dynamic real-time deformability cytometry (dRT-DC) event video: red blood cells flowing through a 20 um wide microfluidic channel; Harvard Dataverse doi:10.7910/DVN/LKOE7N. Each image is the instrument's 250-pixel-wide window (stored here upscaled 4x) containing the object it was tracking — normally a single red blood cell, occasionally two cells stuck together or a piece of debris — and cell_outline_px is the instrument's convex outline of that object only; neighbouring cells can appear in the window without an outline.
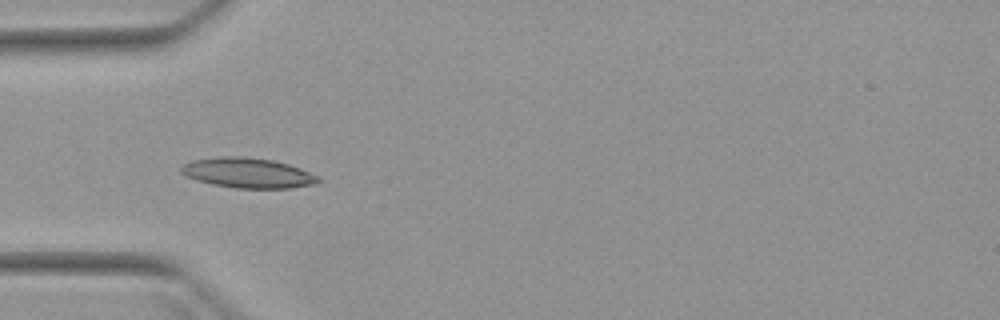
{"species": "Egyptian fruit bat (a non-hibernating species)", "species_latin": "Rousettus aegyptiacus", "temperature_condition": "warm", "stored_images_in_passage": 6, "camera_frame_rate_fps": 3000, "um_per_image_px": 0.085, "animal": {"sex": "female"}, "frame": {"image": 1, "passage_image": 5, "time_ms": 4.667, "image_size_px": [1000, 320], "cell_outline_px": [[320, 180], [316, 184], [288, 188], [236, 188], [212, 184], [196, 180], [184, 176], [180, 172], [180, 168], [184, 164], [192, 160], [220, 156], [240, 156], [272, 160], [288, 164], [300, 168], [320, 176]], "centroid_in_image_um": [21.05, 14.7], "position_along_channel_um": 63.9, "area_um2": 24.1}}